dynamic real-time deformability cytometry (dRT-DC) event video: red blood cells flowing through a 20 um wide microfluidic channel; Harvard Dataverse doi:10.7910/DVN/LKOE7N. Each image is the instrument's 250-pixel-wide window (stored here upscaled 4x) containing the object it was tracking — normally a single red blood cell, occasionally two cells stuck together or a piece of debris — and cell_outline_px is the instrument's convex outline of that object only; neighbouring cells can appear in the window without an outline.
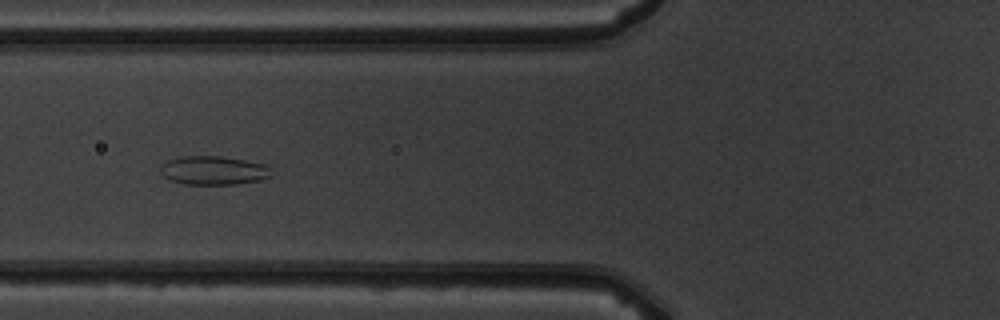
{"species": "common noctule bat (a hibernating species)", "species_latin": "Nyctalus noctula", "temperature_condition": "warm", "stored_images_in_passage": 9, "camera_frame_rate_fps": 3000, "um_per_image_px": 0.085, "animal": {"sex": "male", "body_mass_g": 19.5, "forearm_length_mm": 54.6}, "frame": {"image": 1, "passage_image": 6, "time_ms": 6.0, "image_size_px": [1000, 320], "cell_outline_px": [[272, 176], [260, 180], [236, 184], [184, 184], [168, 180], [160, 172], [160, 164], [168, 160], [180, 156], [220, 156], [244, 160], [264, 164], [268, 168]], "centroid_in_image_um": [18.09, 14.48], "position_along_channel_um": 107.7, "area_um2": 18.61}}
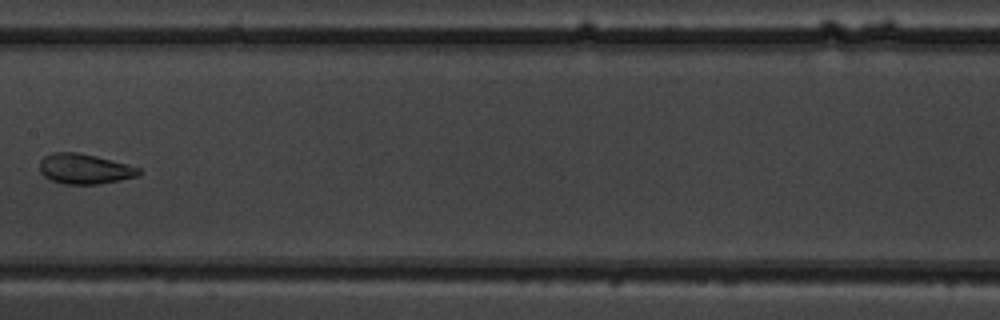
{"frame": {"image": 2, "passage_image": 8, "time_ms": 8.333, "image_size_px": [1000, 320], "cell_outline_px": [[140, 172], [136, 176], [120, 180], [96, 184], [64, 184], [52, 180], [44, 176], [40, 172], [40, 160], [44, 156], [52, 152], [76, 152], [96, 156], [140, 168]], "centroid_in_image_um": [7.14, 14.35], "position_along_channel_um": 200.3, "area_um2": 17.22}}
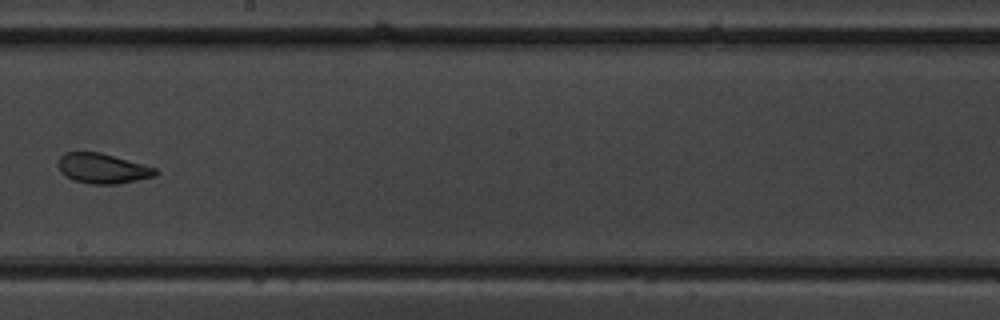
{"frame": {"image": 3, "passage_image": 9, "time_ms": 9.333, "image_size_px": [1000, 320], "cell_outline_px": [[160, 172], [156, 176], [116, 184], [92, 184], [72, 180], [64, 176], [60, 172], [56, 164], [60, 156], [64, 152], [100, 152], [156, 168]], "centroid_in_image_um": [8.67, 14.32], "position_along_channel_um": 239.5, "area_um2": 17.17}}